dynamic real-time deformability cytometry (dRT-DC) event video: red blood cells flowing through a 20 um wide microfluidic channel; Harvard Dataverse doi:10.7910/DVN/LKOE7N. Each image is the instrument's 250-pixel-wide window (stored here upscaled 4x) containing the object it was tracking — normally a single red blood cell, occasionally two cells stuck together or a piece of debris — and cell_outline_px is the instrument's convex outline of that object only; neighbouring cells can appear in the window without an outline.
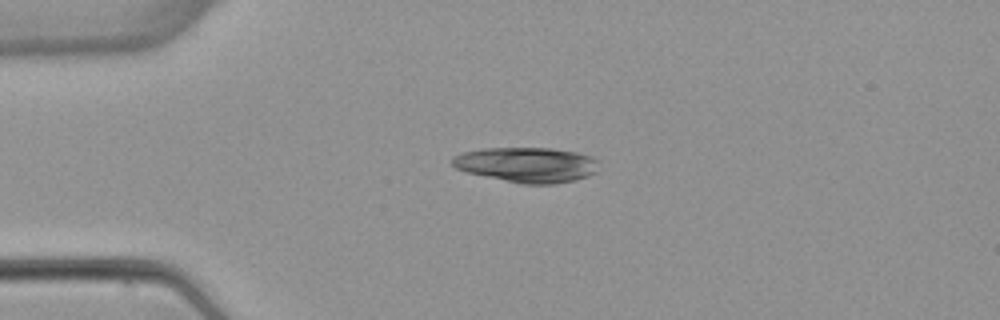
{"species": "common noctule bat (a hibernating species)", "species_latin": "Nyctalus noctula", "temperature_condition": "warm", "stored_images_in_passage": 5, "camera_frame_rate_fps": 3000, "um_per_image_px": 0.085, "animal": {"sex": "female", "body_mass_g": 22.7, "forearm_length_mm": 54.2}, "frame": {"image": 1, "passage_image": 5, "time_ms": 6.0, "image_size_px": [1000, 320], "cell_outline_px": [[596, 172], [588, 176], [576, 180], [552, 184], [520, 184], [468, 172], [456, 168], [452, 164], [452, 156], [464, 152], [484, 148], [552, 148], [576, 152], [592, 156], [596, 160]], "centroid_in_image_um": [44.79, 14.0], "position_along_channel_um": 40.2, "area_um2": 29.88}}